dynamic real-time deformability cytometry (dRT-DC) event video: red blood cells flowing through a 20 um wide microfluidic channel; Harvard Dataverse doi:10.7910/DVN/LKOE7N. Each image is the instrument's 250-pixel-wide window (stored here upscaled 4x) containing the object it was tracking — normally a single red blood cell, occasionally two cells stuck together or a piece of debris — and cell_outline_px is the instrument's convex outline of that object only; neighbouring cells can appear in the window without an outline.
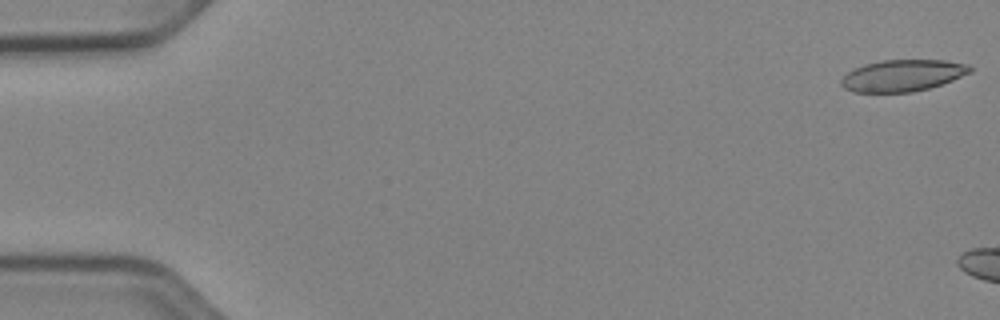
{"species": "Egyptian fruit bat (a non-hibernating species)", "species_latin": "Rousettus aegyptiacus", "temperature_condition": "cold", "stored_images_in_passage": 6, "camera_frame_rate_fps": 3000, "um_per_image_px": 0.085, "animal": {"sex": "female"}, "frame": {"image": 1, "passage_image": 1, "time_ms": 0.0, "image_size_px": [1000, 320], "cell_outline_px": [[972, 72], [952, 80], [928, 88], [912, 92], [852, 92], [844, 88], [840, 84], [840, 80], [848, 72], [864, 64], [880, 60], [944, 60], [968, 64], [972, 68]], "centroid_in_image_um": [76.71, 6.41], "position_along_channel_um": 8.3, "area_um2": 23.7}}